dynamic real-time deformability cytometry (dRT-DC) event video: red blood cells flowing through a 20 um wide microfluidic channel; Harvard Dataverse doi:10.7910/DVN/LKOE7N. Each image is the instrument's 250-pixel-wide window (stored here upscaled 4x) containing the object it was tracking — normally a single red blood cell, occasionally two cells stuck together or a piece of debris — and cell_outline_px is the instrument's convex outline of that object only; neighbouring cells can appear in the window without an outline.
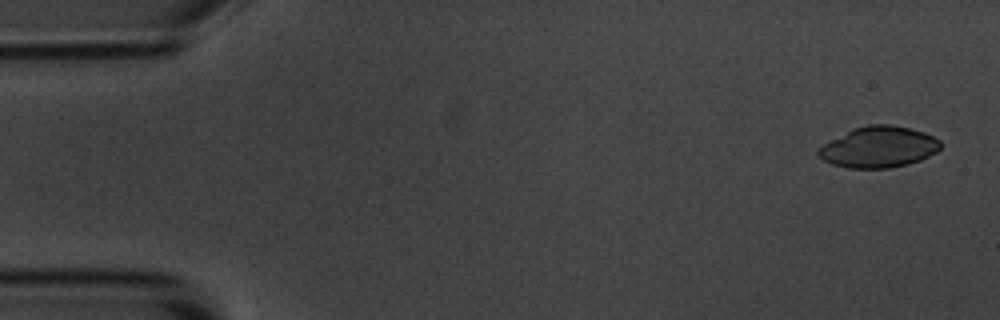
{"species": "common noctule bat (a hibernating species)", "species_latin": "Nyctalus noctula", "temperature_condition": "room temperature", "stored_images_in_passage": 4, "camera_frame_rate_fps": 3000, "um_per_image_px": 0.085, "animal": {"sex": "male", "body_mass_g": 20.1, "forearm_length_mm": 53.5}, "frame": {"image": 1, "passage_image": 1, "time_ms": 0.0, "image_size_px": [1000, 320], "cell_outline_px": [[940, 148], [936, 152], [920, 160], [908, 164], [888, 168], [848, 168], [832, 164], [824, 160], [816, 152], [816, 148], [852, 128], [868, 124], [888, 124], [912, 128], [924, 132], [940, 140]], "centroid_in_image_um": [74.67, 12.49], "position_along_channel_um": 10.3, "area_um2": 29.3}}